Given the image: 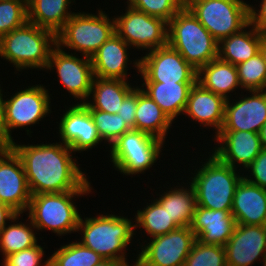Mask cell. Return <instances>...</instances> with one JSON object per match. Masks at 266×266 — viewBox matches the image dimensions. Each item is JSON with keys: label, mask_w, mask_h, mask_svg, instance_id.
Listing matches in <instances>:
<instances>
[{"label": "cell", "mask_w": 266, "mask_h": 266, "mask_svg": "<svg viewBox=\"0 0 266 266\" xmlns=\"http://www.w3.org/2000/svg\"><path fill=\"white\" fill-rule=\"evenodd\" d=\"M11 148L23 163L31 195L94 190L73 159V150L62 142L25 145L14 141Z\"/></svg>", "instance_id": "cell-1"}, {"label": "cell", "mask_w": 266, "mask_h": 266, "mask_svg": "<svg viewBox=\"0 0 266 266\" xmlns=\"http://www.w3.org/2000/svg\"><path fill=\"white\" fill-rule=\"evenodd\" d=\"M113 17L116 34L134 50L148 52L168 44V22L161 18L150 16L128 4L125 13Z\"/></svg>", "instance_id": "cell-12"}, {"label": "cell", "mask_w": 266, "mask_h": 266, "mask_svg": "<svg viewBox=\"0 0 266 266\" xmlns=\"http://www.w3.org/2000/svg\"><path fill=\"white\" fill-rule=\"evenodd\" d=\"M208 154L206 161L200 162L201 168L195 169L188 179L195 191L196 203L206 209L231 211L235 190L244 172L222 163L213 153Z\"/></svg>", "instance_id": "cell-4"}, {"label": "cell", "mask_w": 266, "mask_h": 266, "mask_svg": "<svg viewBox=\"0 0 266 266\" xmlns=\"http://www.w3.org/2000/svg\"><path fill=\"white\" fill-rule=\"evenodd\" d=\"M164 143L148 133L131 129L109 148L110 162L120 174H143L157 162Z\"/></svg>", "instance_id": "cell-8"}, {"label": "cell", "mask_w": 266, "mask_h": 266, "mask_svg": "<svg viewBox=\"0 0 266 266\" xmlns=\"http://www.w3.org/2000/svg\"><path fill=\"white\" fill-rule=\"evenodd\" d=\"M132 86L128 81L120 79L94 77L88 97L90 101L87 100L82 104L88 110H99L117 114L125 96L134 88Z\"/></svg>", "instance_id": "cell-26"}, {"label": "cell", "mask_w": 266, "mask_h": 266, "mask_svg": "<svg viewBox=\"0 0 266 266\" xmlns=\"http://www.w3.org/2000/svg\"><path fill=\"white\" fill-rule=\"evenodd\" d=\"M18 213L8 205L0 202V232Z\"/></svg>", "instance_id": "cell-44"}, {"label": "cell", "mask_w": 266, "mask_h": 266, "mask_svg": "<svg viewBox=\"0 0 266 266\" xmlns=\"http://www.w3.org/2000/svg\"><path fill=\"white\" fill-rule=\"evenodd\" d=\"M249 5L243 0H185V6L218 43L249 23Z\"/></svg>", "instance_id": "cell-9"}, {"label": "cell", "mask_w": 266, "mask_h": 266, "mask_svg": "<svg viewBox=\"0 0 266 266\" xmlns=\"http://www.w3.org/2000/svg\"><path fill=\"white\" fill-rule=\"evenodd\" d=\"M1 88L2 87L0 84V149H7L11 148L14 140H12L6 132V127L4 123V106H3V97L6 96L2 93L3 90Z\"/></svg>", "instance_id": "cell-43"}, {"label": "cell", "mask_w": 266, "mask_h": 266, "mask_svg": "<svg viewBox=\"0 0 266 266\" xmlns=\"http://www.w3.org/2000/svg\"><path fill=\"white\" fill-rule=\"evenodd\" d=\"M140 243L136 266H183L192 250L196 236L189 226Z\"/></svg>", "instance_id": "cell-13"}, {"label": "cell", "mask_w": 266, "mask_h": 266, "mask_svg": "<svg viewBox=\"0 0 266 266\" xmlns=\"http://www.w3.org/2000/svg\"><path fill=\"white\" fill-rule=\"evenodd\" d=\"M104 214L84 216V220L81 215L76 232L83 234L82 240H78L104 259L122 260L128 264L126 251L137 232L134 221L114 213Z\"/></svg>", "instance_id": "cell-2"}, {"label": "cell", "mask_w": 266, "mask_h": 266, "mask_svg": "<svg viewBox=\"0 0 266 266\" xmlns=\"http://www.w3.org/2000/svg\"><path fill=\"white\" fill-rule=\"evenodd\" d=\"M98 13H74L56 35L57 45L91 58L115 32V19L101 9Z\"/></svg>", "instance_id": "cell-7"}, {"label": "cell", "mask_w": 266, "mask_h": 266, "mask_svg": "<svg viewBox=\"0 0 266 266\" xmlns=\"http://www.w3.org/2000/svg\"><path fill=\"white\" fill-rule=\"evenodd\" d=\"M243 178L261 188L266 189V149L263 148L253 162L245 169ZM250 172V173H249ZM249 174V176H248ZM252 176V177H251Z\"/></svg>", "instance_id": "cell-40"}, {"label": "cell", "mask_w": 266, "mask_h": 266, "mask_svg": "<svg viewBox=\"0 0 266 266\" xmlns=\"http://www.w3.org/2000/svg\"><path fill=\"white\" fill-rule=\"evenodd\" d=\"M74 55V56H73ZM77 56V57H76ZM56 70L59 83L70 96L84 103L90 95L92 81L94 78L91 58L64 51L56 45L50 53L46 67L47 71Z\"/></svg>", "instance_id": "cell-14"}, {"label": "cell", "mask_w": 266, "mask_h": 266, "mask_svg": "<svg viewBox=\"0 0 266 266\" xmlns=\"http://www.w3.org/2000/svg\"><path fill=\"white\" fill-rule=\"evenodd\" d=\"M30 199L20 157L12 148L0 149V202L23 214L28 210Z\"/></svg>", "instance_id": "cell-15"}, {"label": "cell", "mask_w": 266, "mask_h": 266, "mask_svg": "<svg viewBox=\"0 0 266 266\" xmlns=\"http://www.w3.org/2000/svg\"><path fill=\"white\" fill-rule=\"evenodd\" d=\"M102 141L111 145L124 133L131 130L119 114L89 110Z\"/></svg>", "instance_id": "cell-35"}, {"label": "cell", "mask_w": 266, "mask_h": 266, "mask_svg": "<svg viewBox=\"0 0 266 266\" xmlns=\"http://www.w3.org/2000/svg\"><path fill=\"white\" fill-rule=\"evenodd\" d=\"M183 266H227L224 246L196 240Z\"/></svg>", "instance_id": "cell-36"}, {"label": "cell", "mask_w": 266, "mask_h": 266, "mask_svg": "<svg viewBox=\"0 0 266 266\" xmlns=\"http://www.w3.org/2000/svg\"><path fill=\"white\" fill-rule=\"evenodd\" d=\"M50 103L49 90L41 84L21 89L13 93L10 99L4 98V123L8 136L14 140L12 130L26 127L27 135L32 137L30 135L33 132L27 126L39 124V121L53 112Z\"/></svg>", "instance_id": "cell-11"}, {"label": "cell", "mask_w": 266, "mask_h": 266, "mask_svg": "<svg viewBox=\"0 0 266 266\" xmlns=\"http://www.w3.org/2000/svg\"><path fill=\"white\" fill-rule=\"evenodd\" d=\"M153 201V202H152ZM151 203L147 202V206L138 209L134 216L135 230L140 228L144 230L152 239L179 228V226L172 220L166 208H164L155 198Z\"/></svg>", "instance_id": "cell-32"}, {"label": "cell", "mask_w": 266, "mask_h": 266, "mask_svg": "<svg viewBox=\"0 0 266 266\" xmlns=\"http://www.w3.org/2000/svg\"><path fill=\"white\" fill-rule=\"evenodd\" d=\"M197 83L226 100L230 99V92L233 93L237 89H242L236 66L219 58L211 60L207 65L197 70Z\"/></svg>", "instance_id": "cell-28"}, {"label": "cell", "mask_w": 266, "mask_h": 266, "mask_svg": "<svg viewBox=\"0 0 266 266\" xmlns=\"http://www.w3.org/2000/svg\"><path fill=\"white\" fill-rule=\"evenodd\" d=\"M187 187L180 184L179 186L176 185L156 198L179 227L190 226L197 206L193 187L190 183Z\"/></svg>", "instance_id": "cell-30"}, {"label": "cell", "mask_w": 266, "mask_h": 266, "mask_svg": "<svg viewBox=\"0 0 266 266\" xmlns=\"http://www.w3.org/2000/svg\"><path fill=\"white\" fill-rule=\"evenodd\" d=\"M261 42L262 34L248 23L239 32L218 43V58L236 66L259 53Z\"/></svg>", "instance_id": "cell-25"}, {"label": "cell", "mask_w": 266, "mask_h": 266, "mask_svg": "<svg viewBox=\"0 0 266 266\" xmlns=\"http://www.w3.org/2000/svg\"><path fill=\"white\" fill-rule=\"evenodd\" d=\"M49 257L50 266H95L103 259L77 240L61 245Z\"/></svg>", "instance_id": "cell-33"}, {"label": "cell", "mask_w": 266, "mask_h": 266, "mask_svg": "<svg viewBox=\"0 0 266 266\" xmlns=\"http://www.w3.org/2000/svg\"><path fill=\"white\" fill-rule=\"evenodd\" d=\"M172 123L158 104L138 86L135 129L166 142V135H168Z\"/></svg>", "instance_id": "cell-29"}, {"label": "cell", "mask_w": 266, "mask_h": 266, "mask_svg": "<svg viewBox=\"0 0 266 266\" xmlns=\"http://www.w3.org/2000/svg\"><path fill=\"white\" fill-rule=\"evenodd\" d=\"M128 50L131 47L122 38L112 35L91 57L94 77L128 81V65L133 62Z\"/></svg>", "instance_id": "cell-22"}, {"label": "cell", "mask_w": 266, "mask_h": 266, "mask_svg": "<svg viewBox=\"0 0 266 266\" xmlns=\"http://www.w3.org/2000/svg\"><path fill=\"white\" fill-rule=\"evenodd\" d=\"M95 266H136V261L129 265L125 261L122 260H114V259H102L97 265Z\"/></svg>", "instance_id": "cell-45"}, {"label": "cell", "mask_w": 266, "mask_h": 266, "mask_svg": "<svg viewBox=\"0 0 266 266\" xmlns=\"http://www.w3.org/2000/svg\"><path fill=\"white\" fill-rule=\"evenodd\" d=\"M257 9L249 5V23L254 26L261 34H266V0L259 1ZM257 9V10H256Z\"/></svg>", "instance_id": "cell-42"}, {"label": "cell", "mask_w": 266, "mask_h": 266, "mask_svg": "<svg viewBox=\"0 0 266 266\" xmlns=\"http://www.w3.org/2000/svg\"><path fill=\"white\" fill-rule=\"evenodd\" d=\"M56 45L53 32L27 21L0 38V57L19 72L29 68L45 70Z\"/></svg>", "instance_id": "cell-3"}, {"label": "cell", "mask_w": 266, "mask_h": 266, "mask_svg": "<svg viewBox=\"0 0 266 266\" xmlns=\"http://www.w3.org/2000/svg\"><path fill=\"white\" fill-rule=\"evenodd\" d=\"M259 136H260L262 147L266 149V122L261 127V130L259 132Z\"/></svg>", "instance_id": "cell-46"}, {"label": "cell", "mask_w": 266, "mask_h": 266, "mask_svg": "<svg viewBox=\"0 0 266 266\" xmlns=\"http://www.w3.org/2000/svg\"><path fill=\"white\" fill-rule=\"evenodd\" d=\"M60 116L58 134L64 145L75 152L90 151L103 142L94 124L89 110L82 103L69 105Z\"/></svg>", "instance_id": "cell-16"}, {"label": "cell", "mask_w": 266, "mask_h": 266, "mask_svg": "<svg viewBox=\"0 0 266 266\" xmlns=\"http://www.w3.org/2000/svg\"><path fill=\"white\" fill-rule=\"evenodd\" d=\"M226 99L195 83L190 89L183 115L199 122L200 127L215 129L217 135L224 123ZM202 124V125H201Z\"/></svg>", "instance_id": "cell-20"}, {"label": "cell", "mask_w": 266, "mask_h": 266, "mask_svg": "<svg viewBox=\"0 0 266 266\" xmlns=\"http://www.w3.org/2000/svg\"><path fill=\"white\" fill-rule=\"evenodd\" d=\"M133 60L142 82L196 83L197 70L169 44Z\"/></svg>", "instance_id": "cell-10"}, {"label": "cell", "mask_w": 266, "mask_h": 266, "mask_svg": "<svg viewBox=\"0 0 266 266\" xmlns=\"http://www.w3.org/2000/svg\"><path fill=\"white\" fill-rule=\"evenodd\" d=\"M20 217L21 214H17L0 232V252L3 258L38 244L37 229L31 219L28 217V223L25 224L19 221Z\"/></svg>", "instance_id": "cell-31"}, {"label": "cell", "mask_w": 266, "mask_h": 266, "mask_svg": "<svg viewBox=\"0 0 266 266\" xmlns=\"http://www.w3.org/2000/svg\"><path fill=\"white\" fill-rule=\"evenodd\" d=\"M72 2L75 0H27L28 22L57 35L75 13L69 8Z\"/></svg>", "instance_id": "cell-27"}, {"label": "cell", "mask_w": 266, "mask_h": 266, "mask_svg": "<svg viewBox=\"0 0 266 266\" xmlns=\"http://www.w3.org/2000/svg\"><path fill=\"white\" fill-rule=\"evenodd\" d=\"M126 3L166 22H169L185 6V0H127Z\"/></svg>", "instance_id": "cell-38"}, {"label": "cell", "mask_w": 266, "mask_h": 266, "mask_svg": "<svg viewBox=\"0 0 266 266\" xmlns=\"http://www.w3.org/2000/svg\"><path fill=\"white\" fill-rule=\"evenodd\" d=\"M231 214L236 224L266 225V189L242 178L235 190Z\"/></svg>", "instance_id": "cell-23"}, {"label": "cell", "mask_w": 266, "mask_h": 266, "mask_svg": "<svg viewBox=\"0 0 266 266\" xmlns=\"http://www.w3.org/2000/svg\"><path fill=\"white\" fill-rule=\"evenodd\" d=\"M236 225L231 211L206 209L196 206L190 229L203 244L224 246Z\"/></svg>", "instance_id": "cell-21"}, {"label": "cell", "mask_w": 266, "mask_h": 266, "mask_svg": "<svg viewBox=\"0 0 266 266\" xmlns=\"http://www.w3.org/2000/svg\"><path fill=\"white\" fill-rule=\"evenodd\" d=\"M45 247L39 243L33 247L7 255L3 258L2 266H50V257L44 263Z\"/></svg>", "instance_id": "cell-39"}, {"label": "cell", "mask_w": 266, "mask_h": 266, "mask_svg": "<svg viewBox=\"0 0 266 266\" xmlns=\"http://www.w3.org/2000/svg\"><path fill=\"white\" fill-rule=\"evenodd\" d=\"M236 69L242 90H266V66L261 52L236 65Z\"/></svg>", "instance_id": "cell-34"}, {"label": "cell", "mask_w": 266, "mask_h": 266, "mask_svg": "<svg viewBox=\"0 0 266 266\" xmlns=\"http://www.w3.org/2000/svg\"><path fill=\"white\" fill-rule=\"evenodd\" d=\"M217 143L211 150L222 163L244 171L263 149L259 133L249 131H220L213 136ZM237 164V165H236ZM243 167H241V166Z\"/></svg>", "instance_id": "cell-19"}, {"label": "cell", "mask_w": 266, "mask_h": 266, "mask_svg": "<svg viewBox=\"0 0 266 266\" xmlns=\"http://www.w3.org/2000/svg\"><path fill=\"white\" fill-rule=\"evenodd\" d=\"M27 21V0H0V38Z\"/></svg>", "instance_id": "cell-37"}, {"label": "cell", "mask_w": 266, "mask_h": 266, "mask_svg": "<svg viewBox=\"0 0 266 266\" xmlns=\"http://www.w3.org/2000/svg\"><path fill=\"white\" fill-rule=\"evenodd\" d=\"M138 86L125 96L118 113L130 129H135V111L137 107Z\"/></svg>", "instance_id": "cell-41"}, {"label": "cell", "mask_w": 266, "mask_h": 266, "mask_svg": "<svg viewBox=\"0 0 266 266\" xmlns=\"http://www.w3.org/2000/svg\"><path fill=\"white\" fill-rule=\"evenodd\" d=\"M168 44L196 70L218 58V42L186 6L168 22Z\"/></svg>", "instance_id": "cell-5"}, {"label": "cell", "mask_w": 266, "mask_h": 266, "mask_svg": "<svg viewBox=\"0 0 266 266\" xmlns=\"http://www.w3.org/2000/svg\"><path fill=\"white\" fill-rule=\"evenodd\" d=\"M260 52L262 53V57L266 66V34H262Z\"/></svg>", "instance_id": "cell-47"}, {"label": "cell", "mask_w": 266, "mask_h": 266, "mask_svg": "<svg viewBox=\"0 0 266 266\" xmlns=\"http://www.w3.org/2000/svg\"><path fill=\"white\" fill-rule=\"evenodd\" d=\"M249 96L241 95L228 99L225 104V118L220 131H249L259 133L266 122V90L249 91ZM232 101V102H231Z\"/></svg>", "instance_id": "cell-18"}, {"label": "cell", "mask_w": 266, "mask_h": 266, "mask_svg": "<svg viewBox=\"0 0 266 266\" xmlns=\"http://www.w3.org/2000/svg\"><path fill=\"white\" fill-rule=\"evenodd\" d=\"M224 250L227 266H252L260 260L263 264L266 261V225L236 224Z\"/></svg>", "instance_id": "cell-17"}, {"label": "cell", "mask_w": 266, "mask_h": 266, "mask_svg": "<svg viewBox=\"0 0 266 266\" xmlns=\"http://www.w3.org/2000/svg\"><path fill=\"white\" fill-rule=\"evenodd\" d=\"M194 84L143 82L139 87L158 104L174 123L179 115H183L190 89Z\"/></svg>", "instance_id": "cell-24"}, {"label": "cell", "mask_w": 266, "mask_h": 266, "mask_svg": "<svg viewBox=\"0 0 266 266\" xmlns=\"http://www.w3.org/2000/svg\"><path fill=\"white\" fill-rule=\"evenodd\" d=\"M91 192L68 191L31 195L27 216L38 232L49 230L57 236L74 233L81 217L74 199L88 196Z\"/></svg>", "instance_id": "cell-6"}]
</instances>
